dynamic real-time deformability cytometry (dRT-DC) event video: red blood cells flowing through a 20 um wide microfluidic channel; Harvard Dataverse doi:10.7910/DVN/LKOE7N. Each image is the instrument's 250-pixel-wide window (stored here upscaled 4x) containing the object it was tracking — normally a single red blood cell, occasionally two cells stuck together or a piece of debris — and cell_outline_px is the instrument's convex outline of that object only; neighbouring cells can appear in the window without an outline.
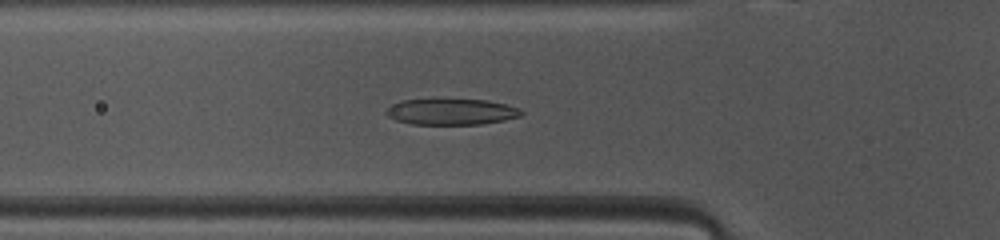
{"species": "common noctule bat (a hibernating species)", "species_latin": "Nyctalus noctula", "temperature_condition": "warm", "stored_images_in_passage": 41, "camera_frame_rate_fps": 3000, "um_per_image_px": 0.085, "animal": {"sex": "female", "body_mass_g": 10.0, "forearm_length_mm": 53.1}, "frame": {"image": 1, "passage_image": 8, "time_ms": 2.333, "image_size_px": [1000, 240], "cell_outline_px": [[524, 112], [520, 116], [504, 120], [480, 124], [412, 124], [396, 120], [388, 116], [384, 112], [388, 108], [400, 100], [488, 100], [520, 108]], "centroid_in_image_um": [38.37, 9.51], "position_along_channel_um": 87.4, "area_um2": 20.23}}
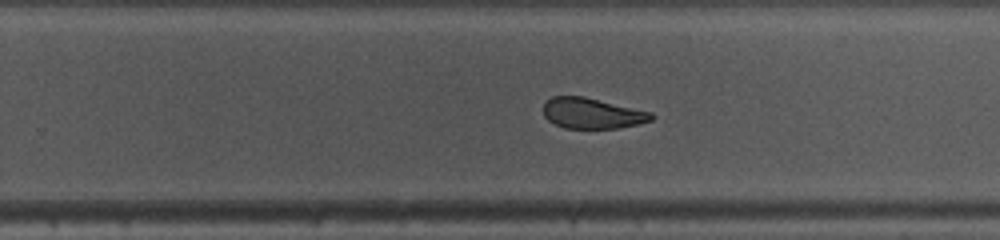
{"frame": {"image": 2, "passage_image": 22, "time_ms": 7.0, "image_size_px": [1000, 240], "cell_outline_px": [[656, 116], [652, 120], [636, 124], [616, 128], [564, 128], [548, 120], [544, 116], [544, 104], [552, 96], [584, 96], [652, 112]], "centroid_in_image_um": [50.34, 9.62], "position_along_channel_um": 279.5, "area_um2": 19.19}}
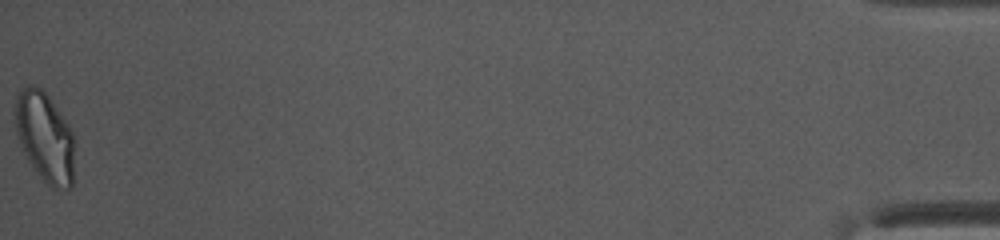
{"frame": {"image": 3, "passage_image": 41, "time_ms": 13.333, "image_size_px": [1000, 240], "cell_outline_px": [[76, 140], [72, 188], [52, 188], [40, 176], [28, 160], [24, 152], [16, 132], [12, 112], [16, 96], [20, 88], [32, 84], [40, 88], [48, 96], [68, 124]], "centroid_in_image_um": [3.81, 11.62], "position_along_channel_um": 431.4, "area_um2": 31.56}, "authors_computed_cell_mechanics": {"area_um2": 21.5016, "velocity_mm_per_s": 4.0969, "shape_relaxation_time_tau1_ms": 3.4784, "shape_relaxation_time_tau2_ms": 1.473, "deformation_change_tau1": 0.1524, "deformation_change_tau2": 0.0861}}